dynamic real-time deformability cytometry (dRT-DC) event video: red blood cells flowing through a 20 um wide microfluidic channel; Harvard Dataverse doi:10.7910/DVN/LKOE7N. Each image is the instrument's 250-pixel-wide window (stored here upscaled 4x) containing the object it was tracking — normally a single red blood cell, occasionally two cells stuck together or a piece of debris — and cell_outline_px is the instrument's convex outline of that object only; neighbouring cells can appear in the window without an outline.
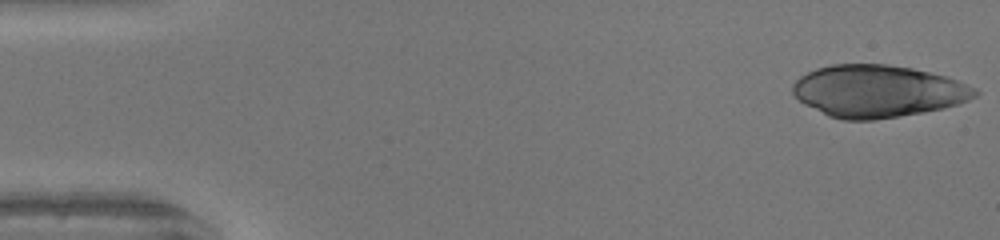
{"species": "human", "species_latin": "Homo sapiens", "temperature_condition": "warm", "stored_images_in_passage": 39, "camera_frame_rate_fps": 3000, "um_per_image_px": 0.085, "donor": {"sex": "female"}, "frame": {"image": 1, "passage_image": 1, "time_ms": 0.0, "image_size_px": [1000, 240], "cell_outline_px": [[980, 92], [976, 96], [968, 100], [944, 108], [924, 112], [900, 116], [872, 120], [844, 120], [828, 116], [804, 104], [792, 92], [792, 84], [800, 76], [816, 68], [832, 64], [888, 64], [912, 68], [948, 76], [976, 88]], "centroid_in_image_um": [74.62, 7.74], "position_along_channel_um": 10.4, "area_um2": 55.6}}
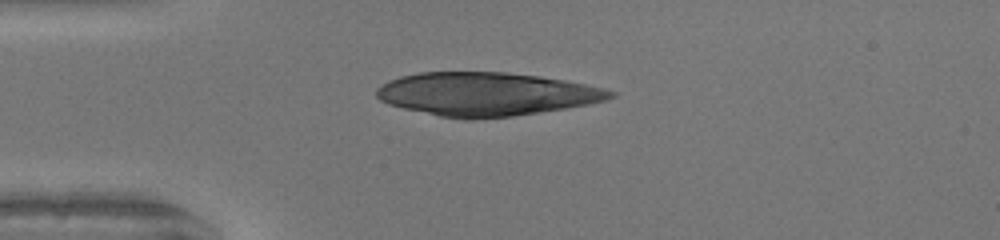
{"frame": {"image": 2, "passage_image": 12, "time_ms": 3.667, "image_size_px": [1000, 240], "cell_outline_px": [[616, 96], [608, 100], [588, 104], [540, 112], [512, 116], [472, 120], [468, 120], [440, 116], [404, 108], [388, 104], [380, 100], [376, 96], [376, 88], [388, 80], [400, 76], [420, 72], [504, 72], [540, 76], [564, 80], [604, 88], [616, 92]], "centroid_in_image_um": [41.32, 8.0], "position_along_channel_um": 43.7, "area_um2": 59.19}}